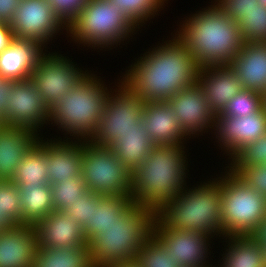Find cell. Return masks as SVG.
Segmentation results:
<instances>
[{
	"mask_svg": "<svg viewBox=\"0 0 266 267\" xmlns=\"http://www.w3.org/2000/svg\"><path fill=\"white\" fill-rule=\"evenodd\" d=\"M55 14L66 25L78 15L88 0H48Z\"/></svg>",
	"mask_w": 266,
	"mask_h": 267,
	"instance_id": "cell-41",
	"label": "cell"
},
{
	"mask_svg": "<svg viewBox=\"0 0 266 267\" xmlns=\"http://www.w3.org/2000/svg\"><path fill=\"white\" fill-rule=\"evenodd\" d=\"M135 260L140 267H181L153 236L142 246Z\"/></svg>",
	"mask_w": 266,
	"mask_h": 267,
	"instance_id": "cell-34",
	"label": "cell"
},
{
	"mask_svg": "<svg viewBox=\"0 0 266 267\" xmlns=\"http://www.w3.org/2000/svg\"><path fill=\"white\" fill-rule=\"evenodd\" d=\"M16 80L0 75V117L4 120L8 114V97L13 91Z\"/></svg>",
	"mask_w": 266,
	"mask_h": 267,
	"instance_id": "cell-42",
	"label": "cell"
},
{
	"mask_svg": "<svg viewBox=\"0 0 266 267\" xmlns=\"http://www.w3.org/2000/svg\"><path fill=\"white\" fill-rule=\"evenodd\" d=\"M101 267H140V265L136 262V260H133L128 262L113 263Z\"/></svg>",
	"mask_w": 266,
	"mask_h": 267,
	"instance_id": "cell-46",
	"label": "cell"
},
{
	"mask_svg": "<svg viewBox=\"0 0 266 267\" xmlns=\"http://www.w3.org/2000/svg\"><path fill=\"white\" fill-rule=\"evenodd\" d=\"M264 106V94L242 89L227 104L223 116L244 117L255 113Z\"/></svg>",
	"mask_w": 266,
	"mask_h": 267,
	"instance_id": "cell-35",
	"label": "cell"
},
{
	"mask_svg": "<svg viewBox=\"0 0 266 267\" xmlns=\"http://www.w3.org/2000/svg\"><path fill=\"white\" fill-rule=\"evenodd\" d=\"M261 4L266 5V0H259Z\"/></svg>",
	"mask_w": 266,
	"mask_h": 267,
	"instance_id": "cell-51",
	"label": "cell"
},
{
	"mask_svg": "<svg viewBox=\"0 0 266 267\" xmlns=\"http://www.w3.org/2000/svg\"><path fill=\"white\" fill-rule=\"evenodd\" d=\"M182 149L181 144L155 145L132 171L131 196L135 204L157 212L183 192L186 160Z\"/></svg>",
	"mask_w": 266,
	"mask_h": 267,
	"instance_id": "cell-3",
	"label": "cell"
},
{
	"mask_svg": "<svg viewBox=\"0 0 266 267\" xmlns=\"http://www.w3.org/2000/svg\"><path fill=\"white\" fill-rule=\"evenodd\" d=\"M167 101L173 108L181 129L188 136L214 126L216 115L197 82L178 91Z\"/></svg>",
	"mask_w": 266,
	"mask_h": 267,
	"instance_id": "cell-16",
	"label": "cell"
},
{
	"mask_svg": "<svg viewBox=\"0 0 266 267\" xmlns=\"http://www.w3.org/2000/svg\"><path fill=\"white\" fill-rule=\"evenodd\" d=\"M34 227L39 247L64 249L89 245L83 228L62 211L54 210Z\"/></svg>",
	"mask_w": 266,
	"mask_h": 267,
	"instance_id": "cell-19",
	"label": "cell"
},
{
	"mask_svg": "<svg viewBox=\"0 0 266 267\" xmlns=\"http://www.w3.org/2000/svg\"><path fill=\"white\" fill-rule=\"evenodd\" d=\"M46 167V150L37 142L26 153L10 181L18 187L31 184H49V172Z\"/></svg>",
	"mask_w": 266,
	"mask_h": 267,
	"instance_id": "cell-30",
	"label": "cell"
},
{
	"mask_svg": "<svg viewBox=\"0 0 266 267\" xmlns=\"http://www.w3.org/2000/svg\"><path fill=\"white\" fill-rule=\"evenodd\" d=\"M74 67L62 55L43 53L38 65L31 72L30 79L49 109L87 74Z\"/></svg>",
	"mask_w": 266,
	"mask_h": 267,
	"instance_id": "cell-11",
	"label": "cell"
},
{
	"mask_svg": "<svg viewBox=\"0 0 266 267\" xmlns=\"http://www.w3.org/2000/svg\"><path fill=\"white\" fill-rule=\"evenodd\" d=\"M9 227L10 225L2 217H0V232Z\"/></svg>",
	"mask_w": 266,
	"mask_h": 267,
	"instance_id": "cell-47",
	"label": "cell"
},
{
	"mask_svg": "<svg viewBox=\"0 0 266 267\" xmlns=\"http://www.w3.org/2000/svg\"><path fill=\"white\" fill-rule=\"evenodd\" d=\"M87 140L82 141L81 175L88 191L105 196H131L132 172L116 158L110 146Z\"/></svg>",
	"mask_w": 266,
	"mask_h": 267,
	"instance_id": "cell-9",
	"label": "cell"
},
{
	"mask_svg": "<svg viewBox=\"0 0 266 267\" xmlns=\"http://www.w3.org/2000/svg\"><path fill=\"white\" fill-rule=\"evenodd\" d=\"M156 212L133 204L106 232L89 242L92 267L133 261L152 237Z\"/></svg>",
	"mask_w": 266,
	"mask_h": 267,
	"instance_id": "cell-4",
	"label": "cell"
},
{
	"mask_svg": "<svg viewBox=\"0 0 266 267\" xmlns=\"http://www.w3.org/2000/svg\"><path fill=\"white\" fill-rule=\"evenodd\" d=\"M20 188L10 180H0V217L10 226L21 225Z\"/></svg>",
	"mask_w": 266,
	"mask_h": 267,
	"instance_id": "cell-31",
	"label": "cell"
},
{
	"mask_svg": "<svg viewBox=\"0 0 266 267\" xmlns=\"http://www.w3.org/2000/svg\"><path fill=\"white\" fill-rule=\"evenodd\" d=\"M15 39L9 23L0 22V53H2Z\"/></svg>",
	"mask_w": 266,
	"mask_h": 267,
	"instance_id": "cell-44",
	"label": "cell"
},
{
	"mask_svg": "<svg viewBox=\"0 0 266 267\" xmlns=\"http://www.w3.org/2000/svg\"><path fill=\"white\" fill-rule=\"evenodd\" d=\"M21 224L35 225L54 211L50 184L21 185Z\"/></svg>",
	"mask_w": 266,
	"mask_h": 267,
	"instance_id": "cell-27",
	"label": "cell"
},
{
	"mask_svg": "<svg viewBox=\"0 0 266 267\" xmlns=\"http://www.w3.org/2000/svg\"><path fill=\"white\" fill-rule=\"evenodd\" d=\"M32 267H92L89 245L64 249L38 247Z\"/></svg>",
	"mask_w": 266,
	"mask_h": 267,
	"instance_id": "cell-29",
	"label": "cell"
},
{
	"mask_svg": "<svg viewBox=\"0 0 266 267\" xmlns=\"http://www.w3.org/2000/svg\"><path fill=\"white\" fill-rule=\"evenodd\" d=\"M220 179L222 235H252L266 217V198L231 169Z\"/></svg>",
	"mask_w": 266,
	"mask_h": 267,
	"instance_id": "cell-7",
	"label": "cell"
},
{
	"mask_svg": "<svg viewBox=\"0 0 266 267\" xmlns=\"http://www.w3.org/2000/svg\"><path fill=\"white\" fill-rule=\"evenodd\" d=\"M38 236L33 224L14 225L0 232V267H32Z\"/></svg>",
	"mask_w": 266,
	"mask_h": 267,
	"instance_id": "cell-18",
	"label": "cell"
},
{
	"mask_svg": "<svg viewBox=\"0 0 266 267\" xmlns=\"http://www.w3.org/2000/svg\"><path fill=\"white\" fill-rule=\"evenodd\" d=\"M252 236L258 241V243H266V217L261 221L257 230L252 234Z\"/></svg>",
	"mask_w": 266,
	"mask_h": 267,
	"instance_id": "cell-45",
	"label": "cell"
},
{
	"mask_svg": "<svg viewBox=\"0 0 266 267\" xmlns=\"http://www.w3.org/2000/svg\"><path fill=\"white\" fill-rule=\"evenodd\" d=\"M214 123L221 146L233 158L245 145L266 134V111L263 106L244 117L217 114Z\"/></svg>",
	"mask_w": 266,
	"mask_h": 267,
	"instance_id": "cell-15",
	"label": "cell"
},
{
	"mask_svg": "<svg viewBox=\"0 0 266 267\" xmlns=\"http://www.w3.org/2000/svg\"><path fill=\"white\" fill-rule=\"evenodd\" d=\"M212 111L221 114L228 102L242 89L238 75L229 65H212L199 68L197 81Z\"/></svg>",
	"mask_w": 266,
	"mask_h": 267,
	"instance_id": "cell-17",
	"label": "cell"
},
{
	"mask_svg": "<svg viewBox=\"0 0 266 267\" xmlns=\"http://www.w3.org/2000/svg\"><path fill=\"white\" fill-rule=\"evenodd\" d=\"M136 25L119 6L109 0H88L78 15L68 24L72 38L99 48L121 42L133 33ZM133 30V31H132ZM128 35V36H127ZM103 45V46H102Z\"/></svg>",
	"mask_w": 266,
	"mask_h": 267,
	"instance_id": "cell-8",
	"label": "cell"
},
{
	"mask_svg": "<svg viewBox=\"0 0 266 267\" xmlns=\"http://www.w3.org/2000/svg\"><path fill=\"white\" fill-rule=\"evenodd\" d=\"M154 146L143 127L124 133L110 147L116 158L132 172L145 161Z\"/></svg>",
	"mask_w": 266,
	"mask_h": 267,
	"instance_id": "cell-26",
	"label": "cell"
},
{
	"mask_svg": "<svg viewBox=\"0 0 266 267\" xmlns=\"http://www.w3.org/2000/svg\"><path fill=\"white\" fill-rule=\"evenodd\" d=\"M228 248L220 267H266L263 245L252 235L229 236Z\"/></svg>",
	"mask_w": 266,
	"mask_h": 267,
	"instance_id": "cell-28",
	"label": "cell"
},
{
	"mask_svg": "<svg viewBox=\"0 0 266 267\" xmlns=\"http://www.w3.org/2000/svg\"><path fill=\"white\" fill-rule=\"evenodd\" d=\"M172 41L148 51L124 75L122 85L134 96L145 102L167 101L196 83L199 67L193 55L178 38Z\"/></svg>",
	"mask_w": 266,
	"mask_h": 267,
	"instance_id": "cell-1",
	"label": "cell"
},
{
	"mask_svg": "<svg viewBox=\"0 0 266 267\" xmlns=\"http://www.w3.org/2000/svg\"><path fill=\"white\" fill-rule=\"evenodd\" d=\"M3 125H5V122H4V120L0 117V128H1Z\"/></svg>",
	"mask_w": 266,
	"mask_h": 267,
	"instance_id": "cell-49",
	"label": "cell"
},
{
	"mask_svg": "<svg viewBox=\"0 0 266 267\" xmlns=\"http://www.w3.org/2000/svg\"><path fill=\"white\" fill-rule=\"evenodd\" d=\"M21 0H0V22L11 23Z\"/></svg>",
	"mask_w": 266,
	"mask_h": 267,
	"instance_id": "cell-43",
	"label": "cell"
},
{
	"mask_svg": "<svg viewBox=\"0 0 266 267\" xmlns=\"http://www.w3.org/2000/svg\"><path fill=\"white\" fill-rule=\"evenodd\" d=\"M244 42L266 43V5L260 4L238 23Z\"/></svg>",
	"mask_w": 266,
	"mask_h": 267,
	"instance_id": "cell-33",
	"label": "cell"
},
{
	"mask_svg": "<svg viewBox=\"0 0 266 267\" xmlns=\"http://www.w3.org/2000/svg\"><path fill=\"white\" fill-rule=\"evenodd\" d=\"M62 24L48 0H21L10 26L15 38L45 45L56 31L61 30L62 26L64 28Z\"/></svg>",
	"mask_w": 266,
	"mask_h": 267,
	"instance_id": "cell-12",
	"label": "cell"
},
{
	"mask_svg": "<svg viewBox=\"0 0 266 267\" xmlns=\"http://www.w3.org/2000/svg\"><path fill=\"white\" fill-rule=\"evenodd\" d=\"M7 102L8 114L4 119L7 126L25 127L37 133L39 126L49 121L50 109L30 78L15 81Z\"/></svg>",
	"mask_w": 266,
	"mask_h": 267,
	"instance_id": "cell-14",
	"label": "cell"
},
{
	"mask_svg": "<svg viewBox=\"0 0 266 267\" xmlns=\"http://www.w3.org/2000/svg\"><path fill=\"white\" fill-rule=\"evenodd\" d=\"M114 96H108L97 132L90 139L96 145L111 146L124 133L142 129V110L145 101L134 96L124 85Z\"/></svg>",
	"mask_w": 266,
	"mask_h": 267,
	"instance_id": "cell-10",
	"label": "cell"
},
{
	"mask_svg": "<svg viewBox=\"0 0 266 267\" xmlns=\"http://www.w3.org/2000/svg\"><path fill=\"white\" fill-rule=\"evenodd\" d=\"M102 196L98 193L88 191L62 212L83 228L87 224L88 219H91L92 205H96Z\"/></svg>",
	"mask_w": 266,
	"mask_h": 267,
	"instance_id": "cell-38",
	"label": "cell"
},
{
	"mask_svg": "<svg viewBox=\"0 0 266 267\" xmlns=\"http://www.w3.org/2000/svg\"><path fill=\"white\" fill-rule=\"evenodd\" d=\"M120 7L128 18L136 25L144 23L150 16L153 17L163 7L166 0H109Z\"/></svg>",
	"mask_w": 266,
	"mask_h": 267,
	"instance_id": "cell-36",
	"label": "cell"
},
{
	"mask_svg": "<svg viewBox=\"0 0 266 267\" xmlns=\"http://www.w3.org/2000/svg\"><path fill=\"white\" fill-rule=\"evenodd\" d=\"M53 206L56 211H63L70 204L88 192L82 176L70 177L68 180L51 185Z\"/></svg>",
	"mask_w": 266,
	"mask_h": 267,
	"instance_id": "cell-32",
	"label": "cell"
},
{
	"mask_svg": "<svg viewBox=\"0 0 266 267\" xmlns=\"http://www.w3.org/2000/svg\"><path fill=\"white\" fill-rule=\"evenodd\" d=\"M218 8L237 24L244 18V15L258 7L259 0H216Z\"/></svg>",
	"mask_w": 266,
	"mask_h": 267,
	"instance_id": "cell-40",
	"label": "cell"
},
{
	"mask_svg": "<svg viewBox=\"0 0 266 267\" xmlns=\"http://www.w3.org/2000/svg\"><path fill=\"white\" fill-rule=\"evenodd\" d=\"M264 109L266 111V93L264 94Z\"/></svg>",
	"mask_w": 266,
	"mask_h": 267,
	"instance_id": "cell-50",
	"label": "cell"
},
{
	"mask_svg": "<svg viewBox=\"0 0 266 267\" xmlns=\"http://www.w3.org/2000/svg\"><path fill=\"white\" fill-rule=\"evenodd\" d=\"M230 167H247L259 164L266 165V134L256 141L245 145L233 158Z\"/></svg>",
	"mask_w": 266,
	"mask_h": 267,
	"instance_id": "cell-37",
	"label": "cell"
},
{
	"mask_svg": "<svg viewBox=\"0 0 266 267\" xmlns=\"http://www.w3.org/2000/svg\"><path fill=\"white\" fill-rule=\"evenodd\" d=\"M229 66L244 89L266 93V43L245 42Z\"/></svg>",
	"mask_w": 266,
	"mask_h": 267,
	"instance_id": "cell-22",
	"label": "cell"
},
{
	"mask_svg": "<svg viewBox=\"0 0 266 267\" xmlns=\"http://www.w3.org/2000/svg\"><path fill=\"white\" fill-rule=\"evenodd\" d=\"M250 188L266 198V165L259 164L247 167H230Z\"/></svg>",
	"mask_w": 266,
	"mask_h": 267,
	"instance_id": "cell-39",
	"label": "cell"
},
{
	"mask_svg": "<svg viewBox=\"0 0 266 267\" xmlns=\"http://www.w3.org/2000/svg\"><path fill=\"white\" fill-rule=\"evenodd\" d=\"M100 79L88 73L71 91L50 108L49 121H54L62 130L91 139L97 132L100 118L109 96L107 87Z\"/></svg>",
	"mask_w": 266,
	"mask_h": 267,
	"instance_id": "cell-6",
	"label": "cell"
},
{
	"mask_svg": "<svg viewBox=\"0 0 266 267\" xmlns=\"http://www.w3.org/2000/svg\"><path fill=\"white\" fill-rule=\"evenodd\" d=\"M263 251H264V256H265V263H266V243H263Z\"/></svg>",
	"mask_w": 266,
	"mask_h": 267,
	"instance_id": "cell-48",
	"label": "cell"
},
{
	"mask_svg": "<svg viewBox=\"0 0 266 267\" xmlns=\"http://www.w3.org/2000/svg\"><path fill=\"white\" fill-rule=\"evenodd\" d=\"M133 204L132 196L103 195L96 205H92L91 219L83 227L88 243L98 233H105Z\"/></svg>",
	"mask_w": 266,
	"mask_h": 267,
	"instance_id": "cell-25",
	"label": "cell"
},
{
	"mask_svg": "<svg viewBox=\"0 0 266 267\" xmlns=\"http://www.w3.org/2000/svg\"><path fill=\"white\" fill-rule=\"evenodd\" d=\"M142 122L155 145L182 144L188 136L180 127L173 108L168 101L145 102Z\"/></svg>",
	"mask_w": 266,
	"mask_h": 267,
	"instance_id": "cell-20",
	"label": "cell"
},
{
	"mask_svg": "<svg viewBox=\"0 0 266 267\" xmlns=\"http://www.w3.org/2000/svg\"><path fill=\"white\" fill-rule=\"evenodd\" d=\"M38 138L36 132L29 128L7 125L0 128V180H11L16 168Z\"/></svg>",
	"mask_w": 266,
	"mask_h": 267,
	"instance_id": "cell-23",
	"label": "cell"
},
{
	"mask_svg": "<svg viewBox=\"0 0 266 267\" xmlns=\"http://www.w3.org/2000/svg\"><path fill=\"white\" fill-rule=\"evenodd\" d=\"M183 190L167 201L156 217L167 227L206 235L222 234L220 179Z\"/></svg>",
	"mask_w": 266,
	"mask_h": 267,
	"instance_id": "cell-5",
	"label": "cell"
},
{
	"mask_svg": "<svg viewBox=\"0 0 266 267\" xmlns=\"http://www.w3.org/2000/svg\"><path fill=\"white\" fill-rule=\"evenodd\" d=\"M152 236L181 267H209L203 264L206 262L205 256L210 236L199 232L167 228L157 217Z\"/></svg>",
	"mask_w": 266,
	"mask_h": 267,
	"instance_id": "cell-13",
	"label": "cell"
},
{
	"mask_svg": "<svg viewBox=\"0 0 266 267\" xmlns=\"http://www.w3.org/2000/svg\"><path fill=\"white\" fill-rule=\"evenodd\" d=\"M42 45L34 40L15 38L0 53V75L12 80L30 78L42 55Z\"/></svg>",
	"mask_w": 266,
	"mask_h": 267,
	"instance_id": "cell-24",
	"label": "cell"
},
{
	"mask_svg": "<svg viewBox=\"0 0 266 267\" xmlns=\"http://www.w3.org/2000/svg\"><path fill=\"white\" fill-rule=\"evenodd\" d=\"M185 20L176 36L201 68L229 65L245 43L239 25L216 5Z\"/></svg>",
	"mask_w": 266,
	"mask_h": 267,
	"instance_id": "cell-2",
	"label": "cell"
},
{
	"mask_svg": "<svg viewBox=\"0 0 266 267\" xmlns=\"http://www.w3.org/2000/svg\"><path fill=\"white\" fill-rule=\"evenodd\" d=\"M41 141V142H40ZM46 150V169L48 170V183L53 185L70 177L81 175L83 143L37 141ZM72 143V144H71ZM82 143V144H81Z\"/></svg>",
	"mask_w": 266,
	"mask_h": 267,
	"instance_id": "cell-21",
	"label": "cell"
}]
</instances>
